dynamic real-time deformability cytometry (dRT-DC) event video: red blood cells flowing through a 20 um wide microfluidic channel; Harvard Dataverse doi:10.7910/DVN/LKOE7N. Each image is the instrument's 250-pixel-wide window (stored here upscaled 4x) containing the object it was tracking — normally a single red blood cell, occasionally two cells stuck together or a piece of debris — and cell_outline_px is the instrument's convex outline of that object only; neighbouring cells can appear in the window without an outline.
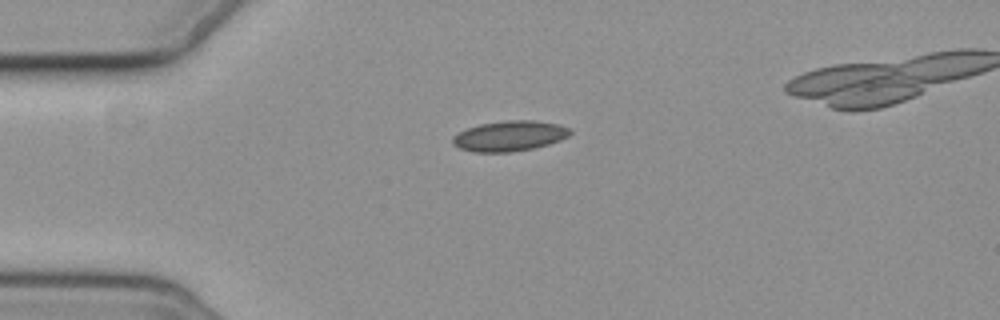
{"species": "common noctule bat (a hibernating species)", "species_latin": "Nyctalus noctula", "temperature_condition": "cold", "stored_images_in_passage": 2, "camera_frame_rate_fps": 3000, "um_per_image_px": 0.085, "animal": {"sex": "female", "body_mass_g": 19.3, "forearm_length_mm": 54.1}, "frame": {"image": 1, "passage_image": 1, "time_ms": 0.0, "image_size_px": [1000, 320], "cell_outline_px": [[572, 132], [568, 136], [560, 140], [548, 144], [532, 148], [512, 152], [472, 152], [460, 148], [452, 144], [452, 136], [468, 128], [480, 124], [504, 120], [536, 120], [560, 124], [572, 128]], "centroid_in_image_um": [43.33, 11.55], "position_along_channel_um": 41.7, "area_um2": 20.92}}